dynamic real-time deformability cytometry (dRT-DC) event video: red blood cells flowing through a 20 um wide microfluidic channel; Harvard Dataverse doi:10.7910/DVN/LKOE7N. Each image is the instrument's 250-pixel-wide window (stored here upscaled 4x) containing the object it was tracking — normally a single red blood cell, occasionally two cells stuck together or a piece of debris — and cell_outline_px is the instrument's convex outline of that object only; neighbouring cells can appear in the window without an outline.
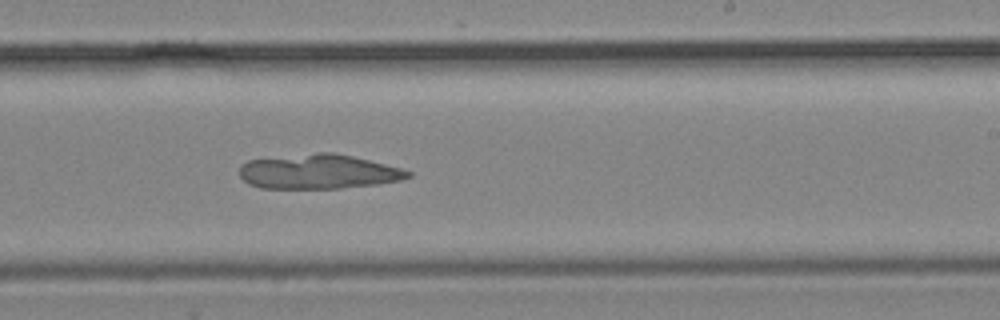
{"species": "common noctule bat (a hibernating species)", "species_latin": "Nyctalus noctula", "temperature_condition": "cold", "stored_images_in_passage": 43, "camera_frame_rate_fps": 3000, "um_per_image_px": 0.085, "animal": {"sex": "male", "body_mass_g": 19.2, "forearm_length_mm": 51.8}, "frame": {"image": 1, "passage_image": 25, "time_ms": 8.0, "image_size_px": [1000, 320], "cell_outline_px": [[412, 176], [400, 180], [376, 184], [340, 188], [260, 188], [248, 184], [240, 176], [240, 164], [248, 160], [320, 152], [336, 152], [400, 168], [412, 172]], "centroid_in_image_um": [27.04, 14.59], "position_along_channel_um": 262.0, "area_um2": 33.76}}
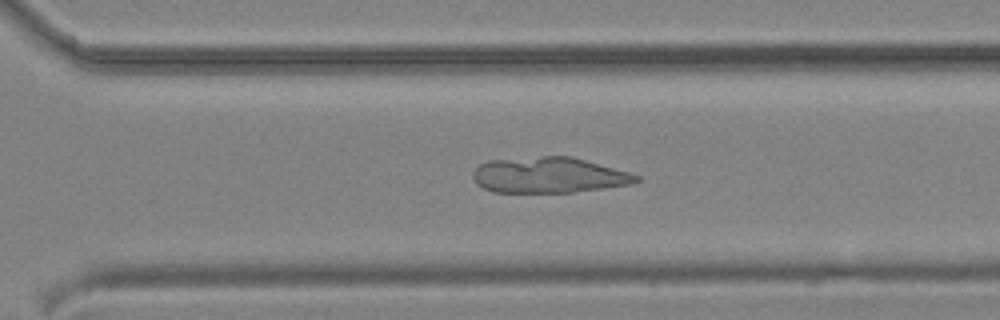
{"frame": {"image": 2, "passage_image": 29, "time_ms": 9.333, "image_size_px": [1000, 320], "cell_outline_px": [[640, 180], [632, 184], [604, 188], [572, 192], [492, 192], [476, 184], [472, 176], [472, 172], [480, 164], [488, 160], [544, 156], [572, 156], [628, 172], [640, 176]], "centroid_in_image_um": [46.63, 14.88], "position_along_channel_um": 324.0, "area_um2": 33.99}}